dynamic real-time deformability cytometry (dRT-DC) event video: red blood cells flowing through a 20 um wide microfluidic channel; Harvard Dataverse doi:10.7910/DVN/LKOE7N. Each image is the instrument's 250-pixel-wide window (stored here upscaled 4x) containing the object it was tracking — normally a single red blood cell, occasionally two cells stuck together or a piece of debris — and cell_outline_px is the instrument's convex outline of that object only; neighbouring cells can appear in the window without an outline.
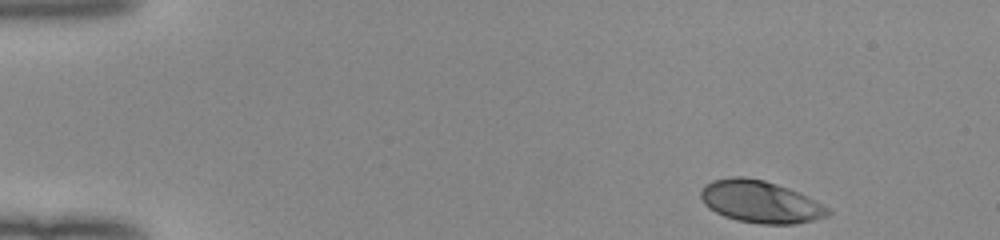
{"species": "human", "species_latin": "Homo sapiens", "temperature_condition": "room temperature", "stored_images_in_passage": 47, "camera_frame_rate_fps": 3000, "um_per_image_px": 0.085, "donor": {"sex": "female"}, "frame": {"image": 1, "passage_image": 1, "time_ms": 0.0, "image_size_px": [1000, 240], "cell_outline_px": [[832, 212], [828, 216], [796, 224], [760, 224], [736, 220], [724, 216], [708, 208], [704, 204], [700, 196], [700, 192], [704, 184], [712, 180], [732, 176], [744, 176], [764, 180], [788, 188], [828, 208]], "centroid_in_image_um": [64.56, 17.15], "position_along_channel_um": 20.4, "area_um2": 31.1}}
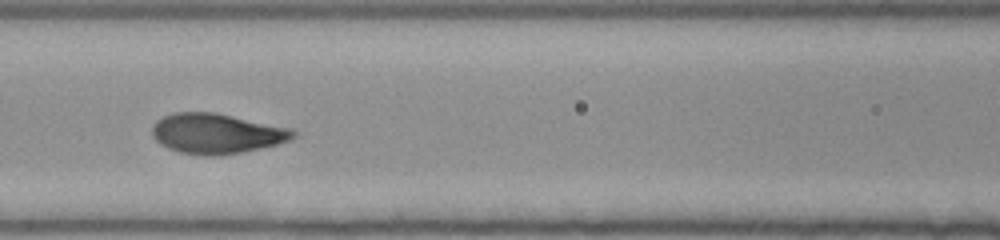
{"frame": {"image": 2, "passage_image": 19, "time_ms": 6.0, "image_size_px": [1000, 240], "cell_outline_px": [[300, 132], [292, 140], [276, 144], [240, 152], [216, 156], [208, 156], [180, 152], [168, 148], [160, 144], [152, 136], [152, 124], [156, 120], [164, 116], [176, 112], [216, 112], [292, 128]], "centroid_in_image_um": [18.43, 11.34], "position_along_channel_um": 148.2, "area_um2": 33.18}}
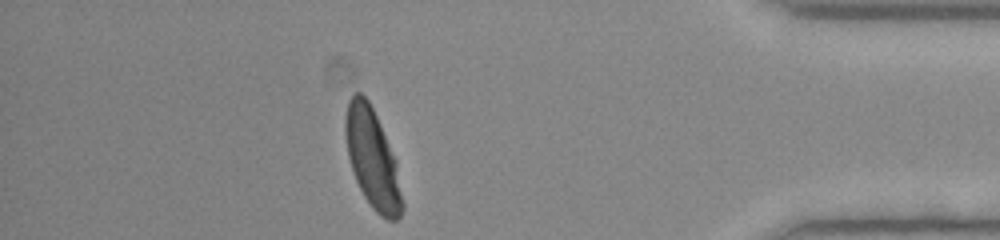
{"frame": {"image": 3, "passage_image": 41, "time_ms": 13.333, "image_size_px": [1000, 240], "cell_outline_px": [[404, 208], [400, 216], [396, 220], [388, 220], [380, 216], [372, 208], [364, 196], [356, 180], [348, 156], [344, 132], [344, 120], [348, 100], [356, 92], [360, 92], [368, 100], [376, 116], [396, 160], [404, 204]], "centroid_in_image_um": [31.66, 13.51], "position_along_channel_um": 403.5, "area_um2": 32.77}, "authors_computed_cell_mechanics": {"area_um2": 32.1946, "velocity_mm_per_s": 3.9919, "shape_relaxation_time_tau1_ms": 3.0537, "shape_relaxation_time_tau2_ms": null, "deformation_change_tau1": 0.1775, "deformation_change_tau2": null}}